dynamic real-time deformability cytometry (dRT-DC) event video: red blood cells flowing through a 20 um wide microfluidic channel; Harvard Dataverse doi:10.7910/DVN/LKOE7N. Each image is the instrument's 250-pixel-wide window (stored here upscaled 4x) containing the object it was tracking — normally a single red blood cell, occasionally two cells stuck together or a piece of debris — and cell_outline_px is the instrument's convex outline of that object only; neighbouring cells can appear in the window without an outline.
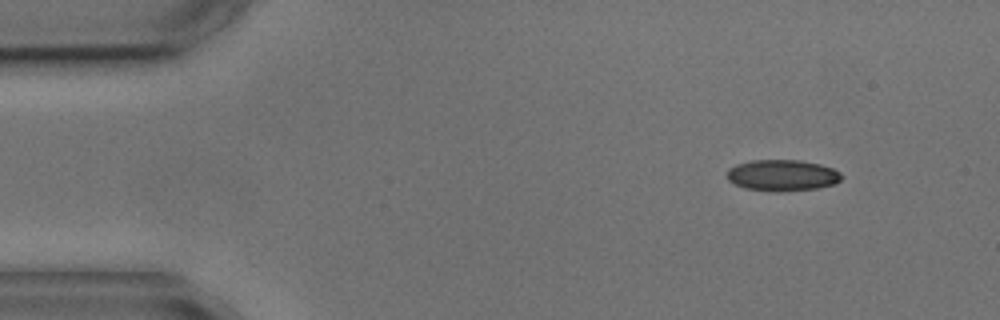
{"species": "common noctule bat (a hibernating species)", "species_latin": "Nyctalus noctula", "temperature_condition": "cold", "stored_images_in_passage": 4, "segment_of_instrument_passage": [2, 2], "camera_frame_rate_fps": 3000, "um_per_image_px": 0.085, "animal": {"sex": "male", "body_mass_g": 17.9, "forearm_length_mm": 54.2}, "frame": {"image": 1, "passage_image": 4, "time_ms": 4.333, "image_size_px": [1000, 320], "cell_outline_px": [[844, 176], [836, 184], [816, 188], [776, 192], [748, 188], [736, 184], [728, 180], [728, 168], [736, 164], [752, 160], [800, 160], [820, 164], [832, 168], [840, 172]], "centroid_in_image_um": [66.53, 14.89], "position_along_channel_um": 18.5, "area_um2": 20.81}}